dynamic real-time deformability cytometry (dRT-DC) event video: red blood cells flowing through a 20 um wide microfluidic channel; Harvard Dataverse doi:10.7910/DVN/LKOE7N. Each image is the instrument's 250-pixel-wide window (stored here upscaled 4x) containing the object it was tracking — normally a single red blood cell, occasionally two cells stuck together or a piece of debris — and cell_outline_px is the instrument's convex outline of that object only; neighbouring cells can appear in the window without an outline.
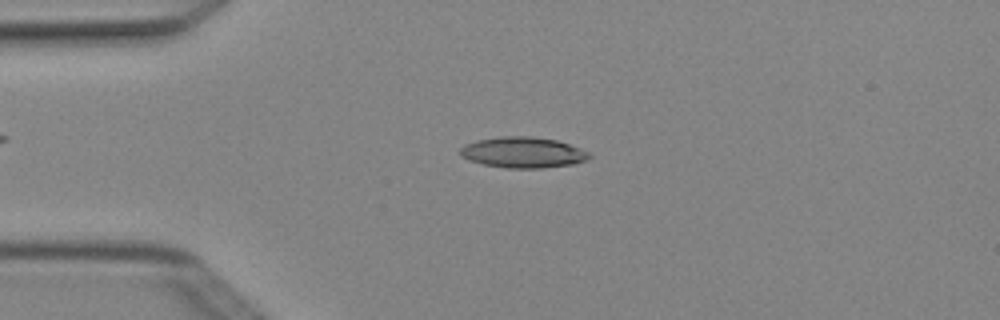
{"species": "Egyptian fruit bat (a non-hibernating species)", "species_latin": "Rousettus aegyptiacus", "temperature_condition": "cold", "stored_images_in_passage": 3, "camera_frame_rate_fps": 3000, "um_per_image_px": 0.085, "animal": {"sex": "female"}, "frame": {"image": 1, "passage_image": 3, "time_ms": 0.667, "image_size_px": [1000, 320], "cell_outline_px": [[592, 156], [588, 160], [572, 164], [544, 168], [504, 168], [484, 164], [468, 160], [460, 156], [460, 148], [464, 144], [476, 140], [500, 136], [528, 136], [556, 140], [592, 152]], "centroid_in_image_um": [44.46, 12.96], "position_along_channel_um": 40.5, "area_um2": 23.41}}